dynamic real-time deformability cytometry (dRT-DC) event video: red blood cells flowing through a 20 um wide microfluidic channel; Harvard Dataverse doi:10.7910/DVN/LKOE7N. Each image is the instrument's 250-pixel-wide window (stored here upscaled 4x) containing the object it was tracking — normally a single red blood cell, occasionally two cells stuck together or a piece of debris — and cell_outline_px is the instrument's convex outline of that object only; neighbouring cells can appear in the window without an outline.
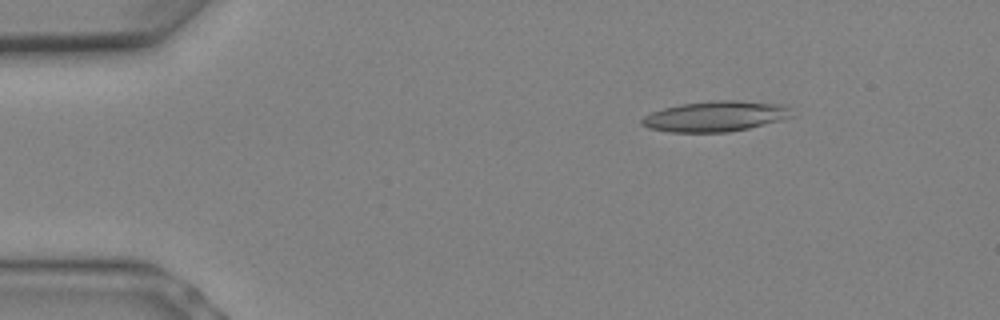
{"species": "Egyptian fruit bat (a non-hibernating species)", "species_latin": "Rousettus aegyptiacus", "temperature_condition": "warm", "stored_images_in_passage": 9, "camera_frame_rate_fps": 3000, "um_per_image_px": 0.085, "animal": {"sex": "female"}, "frame": {"image": 1, "passage_image": 3, "time_ms": 0.667, "image_size_px": [1000, 320], "cell_outline_px": [[796, 116], [748, 128], [728, 132], [668, 132], [648, 128], [640, 124], [640, 120], [644, 116], [652, 112], [664, 108], [680, 104], [716, 100], [740, 100], [784, 104], [792, 108]], "centroid_in_image_um": [60.86, 9.88], "position_along_channel_um": 24.1, "area_um2": 26.93}}
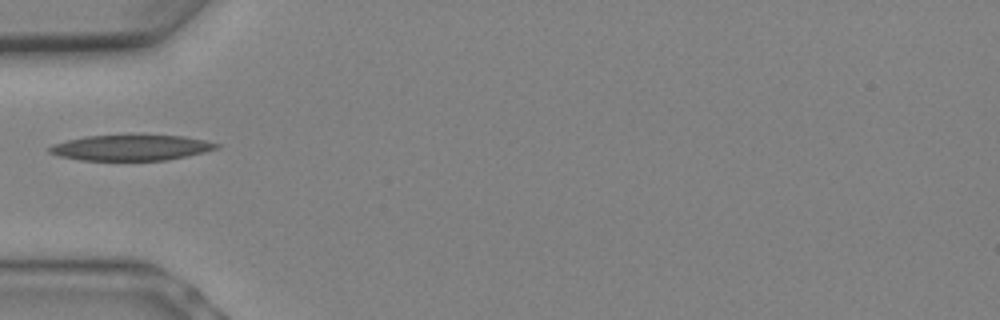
{"frame": {"image": 2, "passage_image": 7, "time_ms": 2.0, "image_size_px": [1000, 320], "cell_outline_px": [[220, 148], [188, 156], [168, 160], [80, 160], [60, 156], [48, 152], [48, 148], [52, 144], [68, 140], [88, 136], [184, 136], [204, 140], [220, 144]], "centroid_in_image_um": [11.16, 12.56], "position_along_channel_um": 73.8, "area_um2": 24.62}}
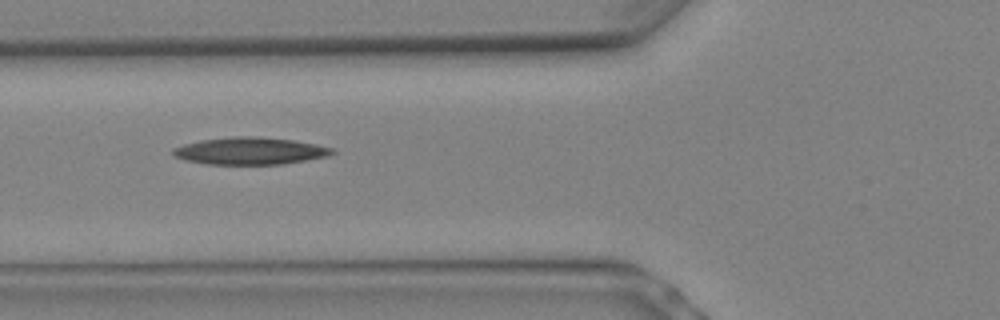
{"frame": {"image": 3, "passage_image": 8, "time_ms": 2.333, "image_size_px": [1000, 320], "cell_outline_px": [[336, 152], [328, 156], [280, 164], [208, 164], [184, 160], [176, 156], [172, 152], [172, 148], [184, 144], [200, 140], [232, 136], [256, 136], [292, 140], [316, 144], [336, 148]], "centroid_in_image_um": [21.26, 12.82], "position_along_channel_um": 104.5, "area_um2": 25.2}}